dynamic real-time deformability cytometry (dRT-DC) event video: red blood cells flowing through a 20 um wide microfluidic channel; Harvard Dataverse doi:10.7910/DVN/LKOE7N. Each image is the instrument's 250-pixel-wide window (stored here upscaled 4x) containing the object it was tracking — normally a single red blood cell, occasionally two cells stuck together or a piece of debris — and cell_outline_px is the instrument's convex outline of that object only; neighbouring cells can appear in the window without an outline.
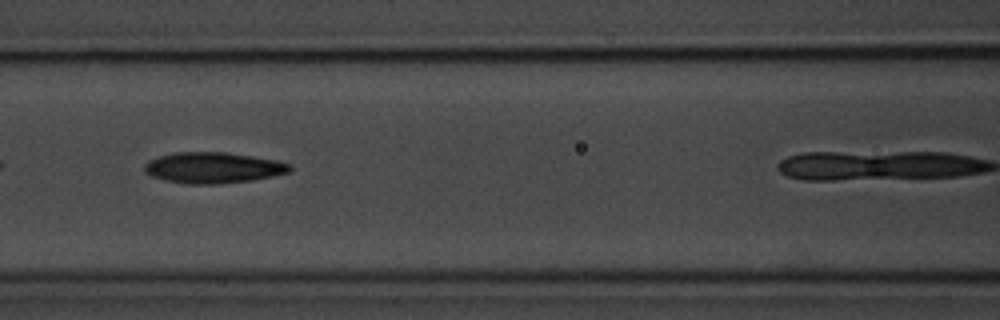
{"species": "common noctule bat (a hibernating species)", "species_latin": "Nyctalus noctula", "temperature_condition": "room temperature", "stored_images_in_passage": 5, "camera_frame_rate_fps": 3000, "um_per_image_px": 0.085, "animal": {"sex": "male", "body_mass_g": 20.1, "forearm_length_mm": 53.5}, "frame": {"image": 1, "passage_image": 4, "time_ms": 4.333, "image_size_px": [1000, 320], "cell_outline_px": [[292, 168], [288, 172], [272, 176], [252, 180], [216, 184], [184, 184], [164, 180], [152, 176], [144, 172], [144, 164], [148, 160], [160, 156], [176, 152], [224, 152], [252, 156], [276, 160], [292, 164]], "centroid_in_image_um": [18.09, 14.26], "position_along_channel_um": 148.5, "area_um2": 26.24}}